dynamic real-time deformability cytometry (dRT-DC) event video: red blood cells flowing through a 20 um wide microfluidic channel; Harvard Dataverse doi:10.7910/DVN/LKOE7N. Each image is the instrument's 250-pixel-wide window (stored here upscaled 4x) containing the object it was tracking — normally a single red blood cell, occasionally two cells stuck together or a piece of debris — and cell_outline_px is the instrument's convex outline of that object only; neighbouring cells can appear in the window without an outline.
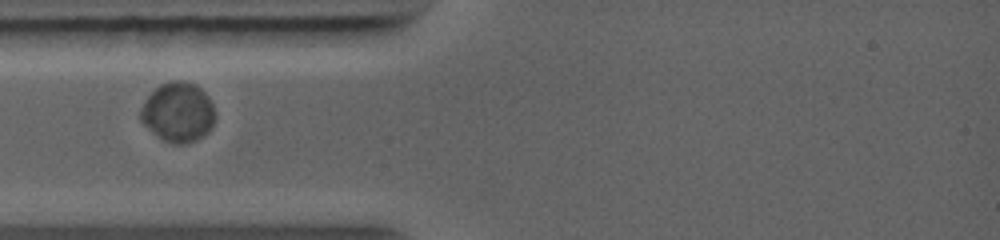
{"species": "common noctule bat (a hibernating species)", "species_latin": "Nyctalus noctula", "temperature_condition": "warm", "stored_images_in_passage": 56, "segment_of_instrument_passage": [1, 2], "camera_frame_rate_fps": 5000, "um_per_image_px": 0.085, "animal": {"sex": "female", "body_mass_g": 19.0, "forearm_length_mm": 56.7}, "frame": {"image": 1, "passage_image": 1, "time_ms": 0.0, "image_size_px": [1000, 240], "cell_outline_px": [[216, 116], [212, 128], [208, 132], [196, 140], [184, 144], [172, 144], [164, 140], [144, 124], [140, 120], [140, 112], [148, 96], [160, 84], [172, 80], [180, 80], [196, 84], [208, 96], [212, 104]], "centroid_in_image_um": [15.17, 9.53], "position_along_channel_um": 69.8, "area_um2": 25.78}}
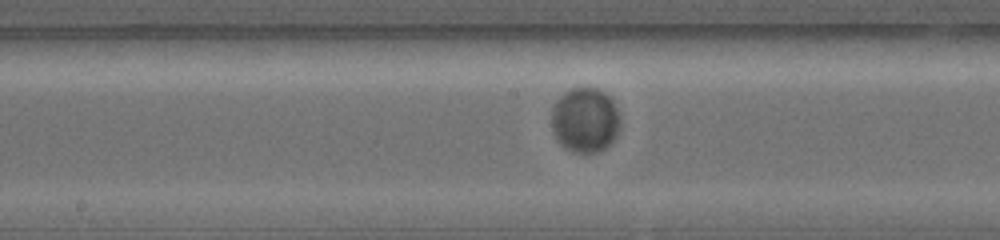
{"frame": {"image": 2, "passage_image": 18, "time_ms": 2.8, "image_size_px": [1000, 240], "cell_outline_px": [[620, 120], [616, 136], [604, 148], [596, 152], [576, 152], [564, 148], [556, 140], [552, 124], [552, 108], [560, 96], [564, 92], [572, 88], [596, 88], [604, 92], [612, 100], [616, 108]], "centroid_in_image_um": [49.71, 10.2], "position_along_channel_um": 198.5, "area_um2": 25.66}}
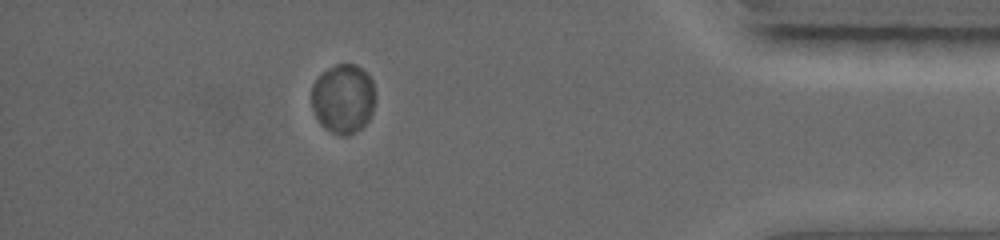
{"frame": {"image": 3, "passage_image": 39, "time_ms": 8.2, "image_size_px": [1000, 240], "cell_outline_px": [[376, 96], [372, 112], [368, 120], [360, 128], [344, 136], [340, 136], [324, 128], [320, 124], [312, 108], [312, 84], [328, 68], [336, 64], [356, 64], [372, 80]], "centroid_in_image_um": [29.17, 8.39], "position_along_channel_um": 406.0, "area_um2": 25.61}}